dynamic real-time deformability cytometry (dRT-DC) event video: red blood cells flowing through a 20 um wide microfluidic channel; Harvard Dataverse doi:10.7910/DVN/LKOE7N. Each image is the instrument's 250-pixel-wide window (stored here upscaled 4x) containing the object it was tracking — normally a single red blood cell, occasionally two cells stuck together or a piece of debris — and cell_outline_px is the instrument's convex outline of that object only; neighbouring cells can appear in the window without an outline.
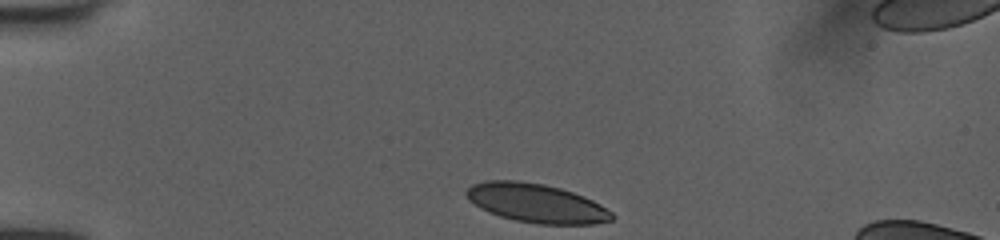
{"species": "human", "species_latin": "Homo sapiens", "temperature_condition": "room temperature", "stored_images_in_passage": 8, "camera_frame_rate_fps": 3000, "um_per_image_px": 0.085, "donor": {"sex": "female"}, "frame": {"image": 1, "passage_image": 1, "time_ms": 0.0, "image_size_px": [1000, 240], "cell_outline_px": [[616, 216], [612, 220], [592, 224], [536, 224], [516, 220], [500, 216], [488, 212], [480, 208], [468, 200], [464, 192], [472, 184], [484, 180], [516, 180], [544, 184], [560, 188], [584, 196], [600, 204], [612, 212]], "centroid_in_image_um": [45.57, 17.26], "position_along_channel_um": 39.4, "area_um2": 33.12}}
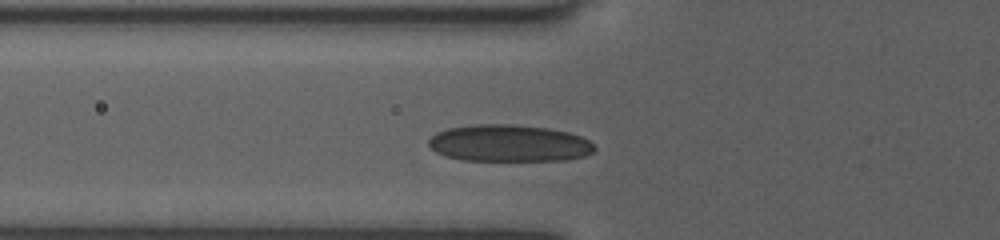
{"frame": {"image": 2, "passage_image": 6, "time_ms": 1.667, "image_size_px": [1000, 240], "cell_outline_px": [[596, 148], [592, 152], [584, 156], [568, 160], [464, 160], [444, 156], [436, 152], [428, 144], [428, 140], [436, 132], [448, 128], [476, 124], [512, 124], [548, 128], [568, 132], [580, 136], [588, 140]], "centroid_in_image_um": [43.26, 12.17], "position_along_channel_um": 82.5, "area_um2": 35.66}}
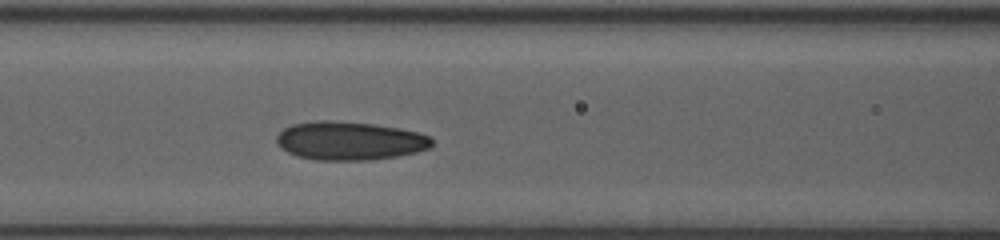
{"frame": {"image": 3, "passage_image": 8, "time_ms": 2.333, "image_size_px": [1000, 240], "cell_outline_px": [[432, 148], [400, 156], [368, 160], [316, 160], [296, 156], [280, 148], [276, 144], [276, 136], [284, 128], [292, 124], [320, 120], [328, 120], [372, 124], [400, 128], [416, 132], [428, 136], [432, 140]], "centroid_in_image_um": [29.7, 11.98], "position_along_channel_um": 136.9, "area_um2": 34.97}}